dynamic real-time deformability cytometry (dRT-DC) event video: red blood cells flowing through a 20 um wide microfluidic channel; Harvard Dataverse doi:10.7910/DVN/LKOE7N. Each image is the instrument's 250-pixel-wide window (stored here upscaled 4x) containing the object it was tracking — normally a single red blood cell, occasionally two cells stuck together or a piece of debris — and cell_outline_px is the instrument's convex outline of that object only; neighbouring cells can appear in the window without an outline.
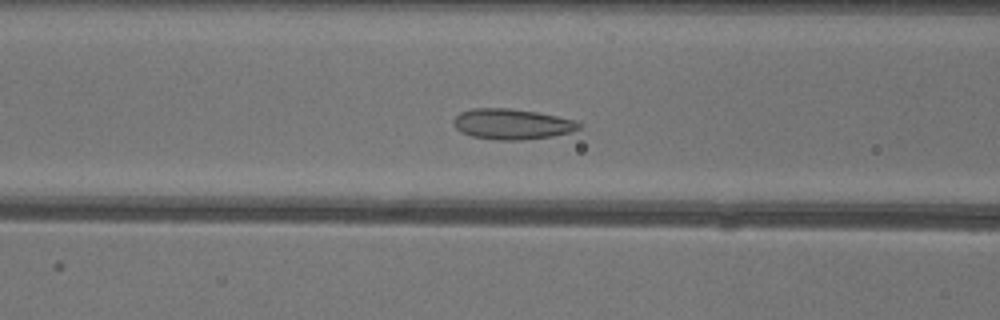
{"species": "common noctule bat (a hibernating species)", "species_latin": "Nyctalus noctula", "temperature_condition": "warm", "stored_images_in_passage": 51, "camera_frame_rate_fps": 3000, "um_per_image_px": 0.085, "animal": {"sex": "female"}, "frame": {"image": 1, "passage_image": 19, "time_ms": 6.0, "image_size_px": [1000, 320], "cell_outline_px": [[584, 124], [580, 128], [572, 132], [552, 136], [520, 140], [496, 140], [472, 136], [460, 132], [456, 128], [452, 120], [460, 112], [472, 108], [508, 108], [536, 112], [576, 120]], "centroid_in_image_um": [43.53, 10.55], "position_along_channel_um": 123.1, "area_um2": 22.43}}
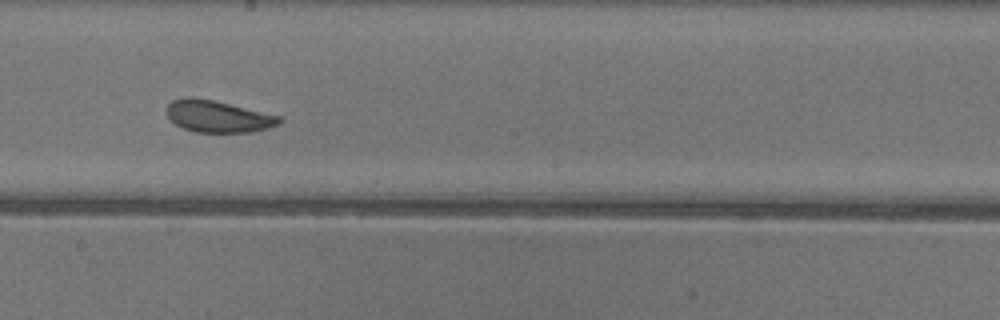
{"frame": {"image": 2, "passage_image": 27, "time_ms": 8.667, "image_size_px": [1000, 320], "cell_outline_px": [[284, 120], [280, 124], [268, 128], [252, 132], [196, 132], [184, 128], [176, 124], [168, 116], [168, 104], [172, 100], [184, 96], [192, 96], [212, 100], [280, 116]], "centroid_in_image_um": [18.54, 9.89], "position_along_channel_um": 229.7, "area_um2": 20.75}}
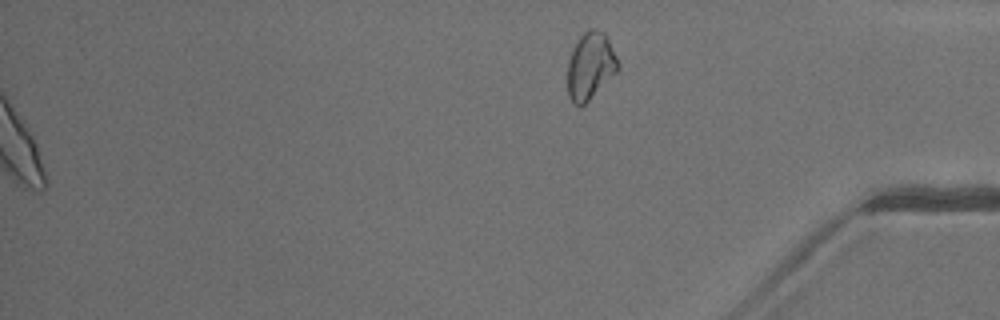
{"frame": {"image": 3, "passage_image": 51, "time_ms": 16.667, "image_size_px": [1000, 320], "cell_outline_px": [[620, 68], [584, 104], [576, 104], [568, 96], [568, 60], [576, 40], [588, 28], [596, 28], [604, 32], [620, 64]], "centroid_in_image_um": [50.18, 5.55], "position_along_channel_um": 385.0, "area_um2": 19.42}, "authors_computed_cell_mechanics": {"area_um2": 22.4264, "velocity_mm_per_s": 4.0031, "shape_relaxation_time_tau1_ms": 3.1998, "shape_relaxation_time_tau2_ms": 1.4375, "deformation_change_tau1": 0.0987, "deformation_change_tau2": 0.0581}}